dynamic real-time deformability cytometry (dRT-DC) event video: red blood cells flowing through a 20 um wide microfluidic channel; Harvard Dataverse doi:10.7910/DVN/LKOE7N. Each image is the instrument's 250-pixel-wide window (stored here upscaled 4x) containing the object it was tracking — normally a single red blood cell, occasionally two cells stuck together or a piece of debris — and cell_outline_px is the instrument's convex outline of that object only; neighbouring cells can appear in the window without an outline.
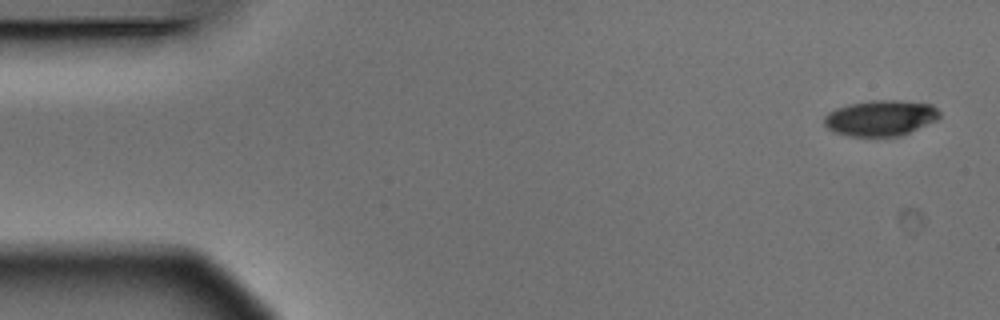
{"species": "Egyptian fruit bat (a non-hibernating species)", "species_latin": "Rousettus aegyptiacus", "temperature_condition": "warm", "stored_images_in_passage": 6, "segment_of_instrument_passage": [1, 2], "camera_frame_rate_fps": 3000, "um_per_image_px": 0.085, "animal": {"sex": "male"}, "frame": {"image": 1, "passage_image": 1, "time_ms": 0.0, "image_size_px": [1000, 320], "cell_outline_px": [[940, 116], [936, 120], [900, 136], [848, 136], [836, 132], [828, 128], [824, 124], [824, 116], [828, 112], [836, 108], [848, 104], [868, 100], [900, 100], [932, 104], [940, 112]], "centroid_in_image_um": [74.83, 10.01], "position_along_channel_um": 10.2, "area_um2": 24.04}}
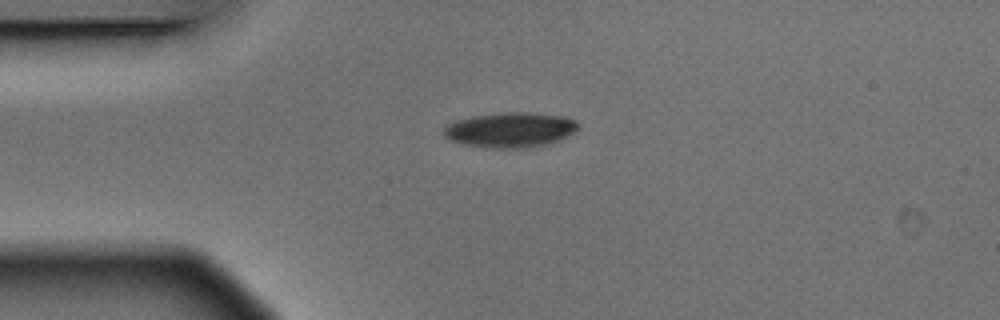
{"frame": {"image": 2, "passage_image": 4, "time_ms": 1.0, "image_size_px": [1000, 320], "cell_outline_px": [[580, 128], [560, 140], [552, 144], [520, 148], [492, 148], [464, 144], [452, 140], [444, 136], [444, 128], [448, 124], [472, 116], [508, 112], [516, 112], [564, 116], [576, 120], [580, 124]], "centroid_in_image_um": [43.44, 11.05], "position_along_channel_um": 41.6, "area_um2": 27.22}}